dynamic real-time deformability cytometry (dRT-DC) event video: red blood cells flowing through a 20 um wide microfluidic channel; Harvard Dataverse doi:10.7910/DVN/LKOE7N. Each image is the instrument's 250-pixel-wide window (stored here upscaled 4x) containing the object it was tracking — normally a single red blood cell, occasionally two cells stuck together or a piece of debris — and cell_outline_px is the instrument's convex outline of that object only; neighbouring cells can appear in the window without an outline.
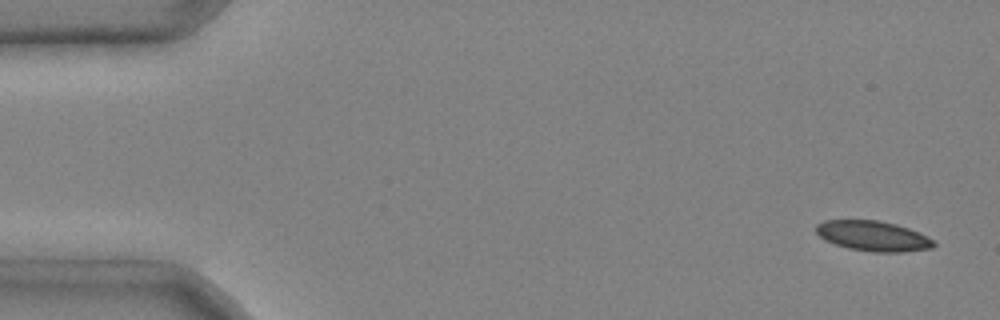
{"species": "common noctule bat (a hibernating species)", "species_latin": "Nyctalus noctula", "temperature_condition": "cold", "stored_images_in_passage": 4, "camera_frame_rate_fps": 3000, "um_per_image_px": 0.085, "animal": {"sex": "male", "body_mass_g": 20.4}, "frame": {"image": 1, "passage_image": 1, "time_ms": 0.0, "image_size_px": [1000, 320], "cell_outline_px": [[936, 244], [932, 248], [904, 252], [872, 252], [848, 248], [824, 240], [816, 232], [816, 224], [824, 220], [876, 220], [896, 224], [920, 232], [928, 236]], "centroid_in_image_um": [74.21, 20.06], "position_along_channel_um": 10.8, "area_um2": 20.75}}
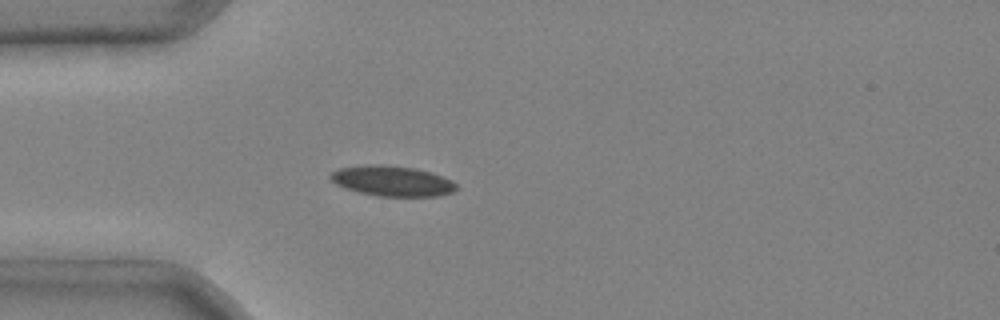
{"frame": {"image": 2, "passage_image": 4, "time_ms": 1.0, "image_size_px": [1000, 320], "cell_outline_px": [[460, 188], [452, 192], [436, 196], [376, 196], [344, 188], [336, 184], [328, 176], [332, 172], [340, 168], [368, 164], [380, 164], [416, 168], [452, 180]], "centroid_in_image_um": [33.33, 15.38], "position_along_channel_um": 51.7, "area_um2": 22.2}}